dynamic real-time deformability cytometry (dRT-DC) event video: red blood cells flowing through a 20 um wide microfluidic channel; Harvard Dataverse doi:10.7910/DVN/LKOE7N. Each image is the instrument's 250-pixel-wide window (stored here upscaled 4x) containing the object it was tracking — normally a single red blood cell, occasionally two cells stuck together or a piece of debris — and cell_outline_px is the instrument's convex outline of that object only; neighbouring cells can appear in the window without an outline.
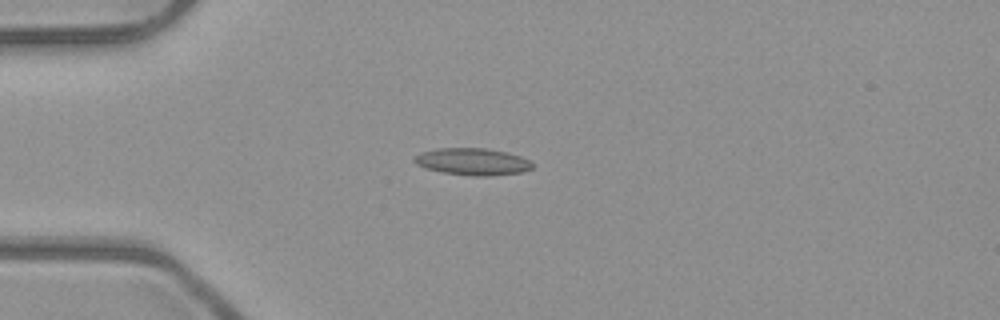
{"species": "common noctule bat (a hibernating species)", "species_latin": "Nyctalus noctula", "temperature_condition": "room temperature", "stored_images_in_passage": 39, "camera_frame_rate_fps": 3000, "um_per_image_px": 0.085, "animal": {"sex": "male", "body_mass_g": 23.1, "forearm_length_mm": 52.7}, "frame": {"image": 1, "passage_image": 1, "time_ms": 0.0, "image_size_px": [1000, 320], "cell_outline_px": [[532, 168], [524, 172], [488, 176], [472, 176], [444, 172], [424, 168], [416, 164], [412, 160], [420, 152], [436, 148], [488, 148], [508, 152], [520, 156], [528, 160], [532, 164]], "centroid_in_image_um": [40.15, 13.73], "position_along_channel_um": 44.8, "area_um2": 18.67}}
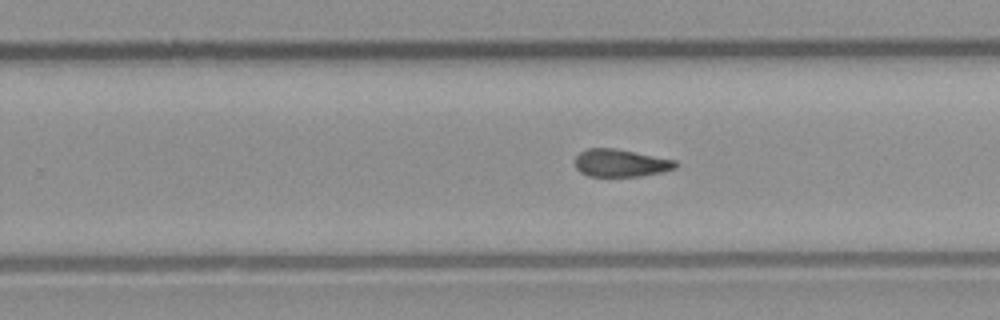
{"frame": {"image": 2, "passage_image": 20, "time_ms": 6.333, "image_size_px": [1000, 320], "cell_outline_px": [[680, 164], [676, 168], [664, 172], [644, 176], [588, 176], [580, 172], [576, 168], [576, 156], [580, 152], [588, 148], [612, 148], [676, 160]], "centroid_in_image_um": [52.79, 13.87], "position_along_channel_um": 277.0, "area_um2": 16.18}}
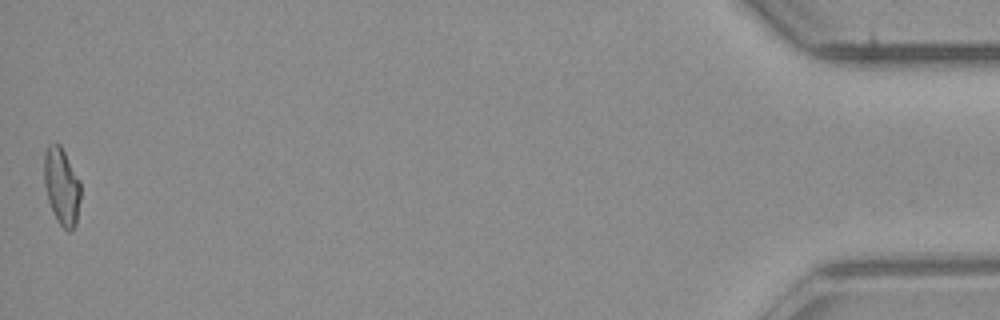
{"frame": {"image": 3, "passage_image": 39, "time_ms": 12.667, "image_size_px": [1000, 320], "cell_outline_px": [[80, 196], [76, 224], [72, 232], [68, 232], [56, 220], [48, 200], [44, 184], [44, 156], [48, 144], [60, 144], [80, 180]], "centroid_in_image_um": [5.24, 15.86], "position_along_channel_um": 430.0, "area_um2": 16.42}, "authors_computed_cell_mechanics": {"area_um2": 16.5886, "velocity_mm_per_s": 3.9929, "shape_relaxation_time_tau1_ms": null, "shape_relaxation_time_tau2_ms": 6.0856, "deformation_change_tau1": null, "deformation_change_tau2": 0.1537}}